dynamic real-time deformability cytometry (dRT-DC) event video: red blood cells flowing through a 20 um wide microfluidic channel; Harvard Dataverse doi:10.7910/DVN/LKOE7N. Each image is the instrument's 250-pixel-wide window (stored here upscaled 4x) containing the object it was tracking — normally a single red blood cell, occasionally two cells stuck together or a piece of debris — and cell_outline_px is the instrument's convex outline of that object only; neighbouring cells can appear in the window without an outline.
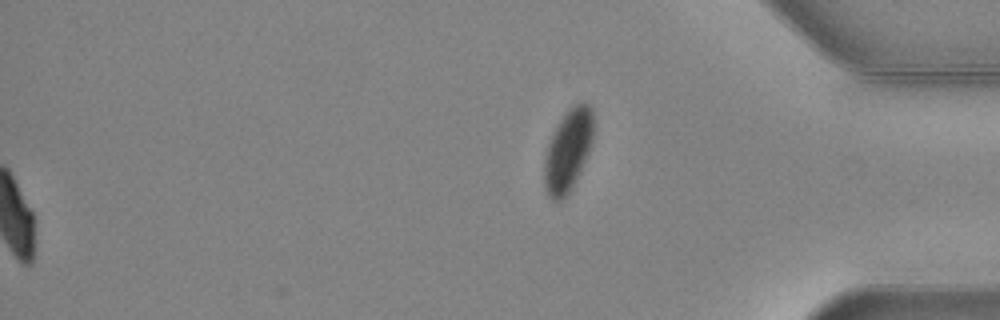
{"species": "common noctule bat (a hibernating species)", "species_latin": "Nyctalus noctula", "temperature_condition": "warm", "stored_images_in_passage": 46, "segment_of_instrument_passage": [2, 2], "camera_frame_rate_fps": 3000, "um_per_image_px": 0.085, "animal": {"sex": "female", "body_mass_g": 24.6, "forearm_length_mm": 56.2}, "frame": {"image": 1, "passage_image": 46, "time_ms": 15.0, "image_size_px": [1000, 320], "cell_outline_px": [[592, 140], [588, 152], [568, 192], [560, 200], [552, 200], [548, 196], [544, 188], [544, 160], [548, 144], [552, 132], [568, 108], [576, 104], [588, 104], [592, 108]], "centroid_in_image_um": [48.23, 12.77], "position_along_channel_um": 387.0, "area_um2": 22.77}}